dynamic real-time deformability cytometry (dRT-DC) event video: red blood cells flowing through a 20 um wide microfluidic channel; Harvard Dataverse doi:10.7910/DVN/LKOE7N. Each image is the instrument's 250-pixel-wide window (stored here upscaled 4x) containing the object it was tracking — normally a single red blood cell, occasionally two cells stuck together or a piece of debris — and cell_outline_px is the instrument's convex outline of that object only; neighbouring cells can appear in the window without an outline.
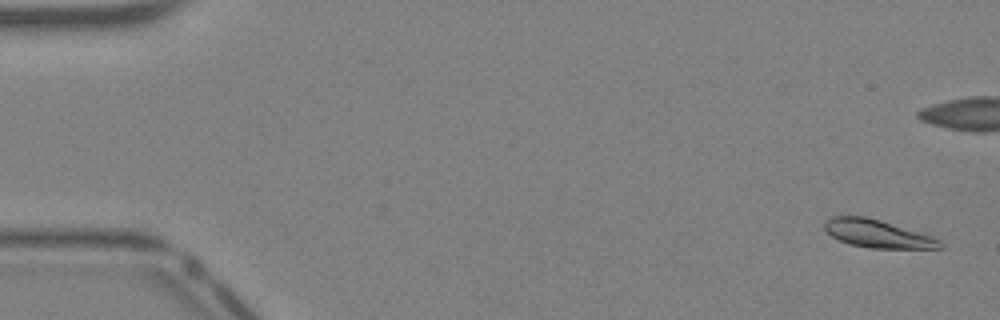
{"species": "Egyptian fruit bat (a non-hibernating species)", "species_latin": "Rousettus aegyptiacus", "temperature_condition": "warm", "stored_images_in_passage": 43, "camera_frame_rate_fps": 3000, "um_per_image_px": 0.085, "animal": {"sex": "female"}, "frame": {"image": 1, "passage_image": 2, "time_ms": 0.333, "image_size_px": [1000, 320], "cell_outline_px": [[944, 248], [868, 248], [848, 244], [832, 236], [824, 228], [824, 224], [832, 216], [864, 216], [880, 220], [940, 240], [944, 244]], "centroid_in_image_um": [74.55, 19.88], "position_along_channel_um": 10.4, "area_um2": 18.32}}
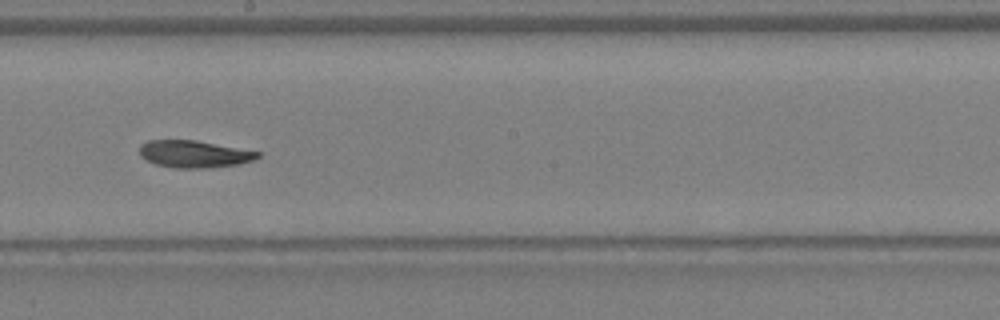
{"frame": {"image": 2, "passage_image": 24, "time_ms": 7.667, "image_size_px": [1000, 320], "cell_outline_px": [[260, 156], [252, 160], [240, 164], [208, 168], [172, 168], [156, 164], [140, 156], [140, 144], [148, 140], [196, 140], [260, 152]], "centroid_in_image_um": [16.49, 13.09], "position_along_channel_um": 231.7, "area_um2": 18.67}}
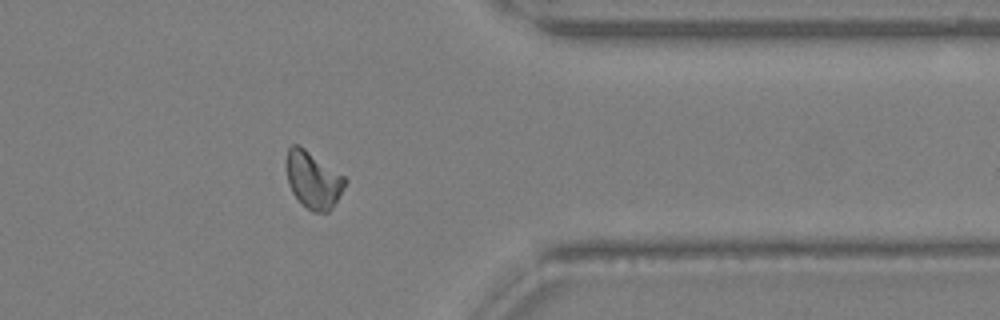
{"frame": {"image": 3, "passage_image": 34, "time_ms": 11.0, "image_size_px": [1000, 320], "cell_outline_px": [[348, 180], [344, 188], [332, 208], [328, 212], [312, 212], [292, 192], [288, 184], [284, 160], [288, 148], [292, 144], [300, 144], [344, 176]], "centroid_in_image_um": [26.59, 15.24], "position_along_channel_um": 384.8, "area_um2": 19.65}, "authors_computed_cell_mechanics": {"area_um2": 19.0162, "velocity_mm_per_s": 4.9619, "shape_relaxation_time_tau1_ms": 6.6466, "shape_relaxation_time_tau2_ms": null, "deformation_change_tau1": 0.1827, "deformation_change_tau2": null}}